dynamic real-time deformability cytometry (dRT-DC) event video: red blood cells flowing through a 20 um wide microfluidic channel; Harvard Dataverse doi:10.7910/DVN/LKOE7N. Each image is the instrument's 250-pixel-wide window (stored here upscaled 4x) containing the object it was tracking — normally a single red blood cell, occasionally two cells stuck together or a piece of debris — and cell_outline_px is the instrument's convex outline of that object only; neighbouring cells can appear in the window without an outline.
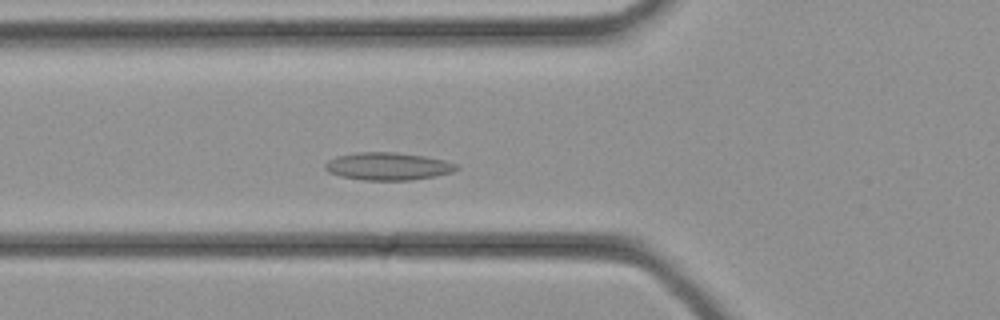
{"species": "common noctule bat (a hibernating species)", "species_latin": "Nyctalus noctula", "temperature_condition": "cold", "stored_images_in_passage": 31, "camera_frame_rate_fps": 3000, "um_per_image_px": 0.085, "animal": {"sex": "female", "body_mass_g": 21.9}, "frame": {"image": 1, "passage_image": 9, "time_ms": 2.667, "image_size_px": [1000, 320], "cell_outline_px": [[460, 168], [452, 172], [436, 176], [412, 180], [364, 180], [340, 176], [328, 172], [324, 168], [324, 164], [328, 160], [336, 156], [356, 152], [392, 152], [420, 156], [444, 160], [456, 164]], "centroid_in_image_um": [32.94, 14.14], "position_along_channel_um": 92.9, "area_um2": 21.1}}
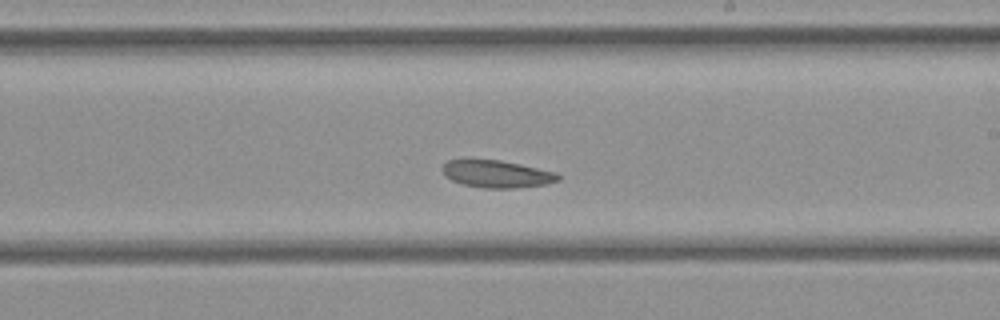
{"frame": {"image": 2, "passage_image": 17, "time_ms": 5.333, "image_size_px": [1000, 320], "cell_outline_px": [[560, 180], [548, 184], [516, 188], [484, 188], [464, 184], [452, 180], [444, 176], [440, 168], [448, 160], [500, 160], [520, 164], [556, 172], [560, 176]], "centroid_in_image_um": [42.24, 14.79], "position_along_channel_um": 246.8, "area_um2": 18.44}}
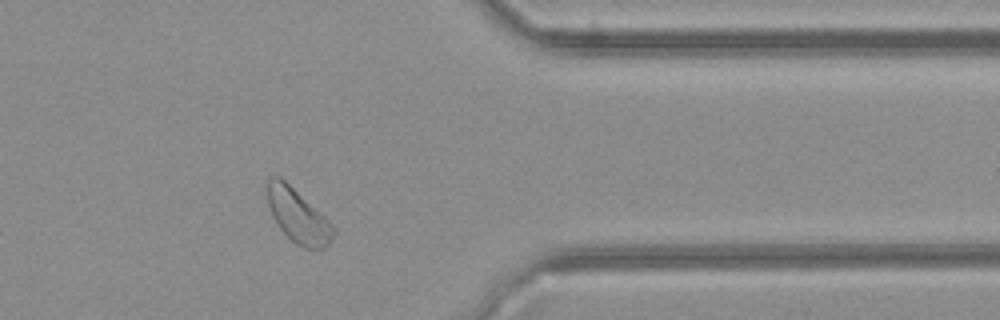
{"frame": {"image": 3, "passage_image": 25, "time_ms": 8.0, "image_size_px": [1000, 320], "cell_outline_px": [[336, 232], [328, 244], [324, 248], [304, 248], [296, 244], [276, 224], [272, 216], [268, 204], [268, 176], [280, 176], [320, 212], [332, 224]], "centroid_in_image_um": [25.32, 18.35], "position_along_channel_um": 386.1, "area_um2": 20.35}}